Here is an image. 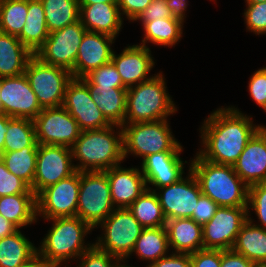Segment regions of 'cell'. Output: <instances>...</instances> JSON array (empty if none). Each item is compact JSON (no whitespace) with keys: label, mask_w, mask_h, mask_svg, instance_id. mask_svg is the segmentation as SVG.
I'll list each match as a JSON object with an SVG mask.
<instances>
[{"label":"cell","mask_w":266,"mask_h":267,"mask_svg":"<svg viewBox=\"0 0 266 267\" xmlns=\"http://www.w3.org/2000/svg\"><path fill=\"white\" fill-rule=\"evenodd\" d=\"M263 125L253 124L251 116L234 106L220 107L201 126L202 147L197 153L216 164L234 165L246 144Z\"/></svg>","instance_id":"6da1fadb"},{"label":"cell","mask_w":266,"mask_h":267,"mask_svg":"<svg viewBox=\"0 0 266 267\" xmlns=\"http://www.w3.org/2000/svg\"><path fill=\"white\" fill-rule=\"evenodd\" d=\"M71 152L73 161H79L74 165L79 172L107 171L118 166L124 161L122 127L110 125L103 129L81 131Z\"/></svg>","instance_id":"7a4b0ae2"},{"label":"cell","mask_w":266,"mask_h":267,"mask_svg":"<svg viewBox=\"0 0 266 267\" xmlns=\"http://www.w3.org/2000/svg\"><path fill=\"white\" fill-rule=\"evenodd\" d=\"M195 158V159H194ZM189 164L203 195L221 207H248L249 187L232 165L216 164L196 153Z\"/></svg>","instance_id":"3957f363"},{"label":"cell","mask_w":266,"mask_h":267,"mask_svg":"<svg viewBox=\"0 0 266 267\" xmlns=\"http://www.w3.org/2000/svg\"><path fill=\"white\" fill-rule=\"evenodd\" d=\"M48 221H53L52 227L42 239L37 253L55 267H61L63 262L67 264L65 262L71 259L75 261L94 244L85 243L84 238L92 232V228L78 216L59 217Z\"/></svg>","instance_id":"277c9868"},{"label":"cell","mask_w":266,"mask_h":267,"mask_svg":"<svg viewBox=\"0 0 266 267\" xmlns=\"http://www.w3.org/2000/svg\"><path fill=\"white\" fill-rule=\"evenodd\" d=\"M166 88L162 72L127 88L124 124L158 121L176 113V104Z\"/></svg>","instance_id":"5b68a950"},{"label":"cell","mask_w":266,"mask_h":267,"mask_svg":"<svg viewBox=\"0 0 266 267\" xmlns=\"http://www.w3.org/2000/svg\"><path fill=\"white\" fill-rule=\"evenodd\" d=\"M168 119L124 124L123 156L141 157L159 152H182L183 146L174 137Z\"/></svg>","instance_id":"8992f818"},{"label":"cell","mask_w":266,"mask_h":267,"mask_svg":"<svg viewBox=\"0 0 266 267\" xmlns=\"http://www.w3.org/2000/svg\"><path fill=\"white\" fill-rule=\"evenodd\" d=\"M99 226L103 234L94 244L126 263L144 228L128 208H116Z\"/></svg>","instance_id":"52a82bcc"},{"label":"cell","mask_w":266,"mask_h":267,"mask_svg":"<svg viewBox=\"0 0 266 267\" xmlns=\"http://www.w3.org/2000/svg\"><path fill=\"white\" fill-rule=\"evenodd\" d=\"M115 209L107 174L104 171L80 172L77 216L95 229Z\"/></svg>","instance_id":"ba28073f"},{"label":"cell","mask_w":266,"mask_h":267,"mask_svg":"<svg viewBox=\"0 0 266 267\" xmlns=\"http://www.w3.org/2000/svg\"><path fill=\"white\" fill-rule=\"evenodd\" d=\"M26 75L42 109L63 105L72 73L64 68L48 65L33 56L27 63Z\"/></svg>","instance_id":"9c48e42d"},{"label":"cell","mask_w":266,"mask_h":267,"mask_svg":"<svg viewBox=\"0 0 266 267\" xmlns=\"http://www.w3.org/2000/svg\"><path fill=\"white\" fill-rule=\"evenodd\" d=\"M87 30L81 21L50 32L34 54L41 62L64 68L72 73L82 38Z\"/></svg>","instance_id":"30bf717a"},{"label":"cell","mask_w":266,"mask_h":267,"mask_svg":"<svg viewBox=\"0 0 266 267\" xmlns=\"http://www.w3.org/2000/svg\"><path fill=\"white\" fill-rule=\"evenodd\" d=\"M80 172L43 189L36 196L37 218L45 220L77 216Z\"/></svg>","instance_id":"8fae6325"},{"label":"cell","mask_w":266,"mask_h":267,"mask_svg":"<svg viewBox=\"0 0 266 267\" xmlns=\"http://www.w3.org/2000/svg\"><path fill=\"white\" fill-rule=\"evenodd\" d=\"M188 171L187 177L183 176L169 186L158 189L147 187L156 193L166 220L191 218L197 207L202 192L194 173L190 168Z\"/></svg>","instance_id":"7c38bea8"},{"label":"cell","mask_w":266,"mask_h":267,"mask_svg":"<svg viewBox=\"0 0 266 267\" xmlns=\"http://www.w3.org/2000/svg\"><path fill=\"white\" fill-rule=\"evenodd\" d=\"M33 122L40 145L71 148L81 133L77 121L63 106L42 109Z\"/></svg>","instance_id":"4fadbf2b"},{"label":"cell","mask_w":266,"mask_h":267,"mask_svg":"<svg viewBox=\"0 0 266 267\" xmlns=\"http://www.w3.org/2000/svg\"><path fill=\"white\" fill-rule=\"evenodd\" d=\"M247 220V207L219 206L211 220L202 226L203 249H232L240 229Z\"/></svg>","instance_id":"5bb4252c"},{"label":"cell","mask_w":266,"mask_h":267,"mask_svg":"<svg viewBox=\"0 0 266 267\" xmlns=\"http://www.w3.org/2000/svg\"><path fill=\"white\" fill-rule=\"evenodd\" d=\"M71 148L38 144L36 171L31 187L37 196L46 187L65 179L76 172Z\"/></svg>","instance_id":"9a60e30c"},{"label":"cell","mask_w":266,"mask_h":267,"mask_svg":"<svg viewBox=\"0 0 266 267\" xmlns=\"http://www.w3.org/2000/svg\"><path fill=\"white\" fill-rule=\"evenodd\" d=\"M2 114L34 120L42 108L25 74L0 78Z\"/></svg>","instance_id":"2e32d148"},{"label":"cell","mask_w":266,"mask_h":267,"mask_svg":"<svg viewBox=\"0 0 266 267\" xmlns=\"http://www.w3.org/2000/svg\"><path fill=\"white\" fill-rule=\"evenodd\" d=\"M77 121L81 131L103 129L111 124L92 100L87 85L73 78L67 85L62 105Z\"/></svg>","instance_id":"e0dca14e"},{"label":"cell","mask_w":266,"mask_h":267,"mask_svg":"<svg viewBox=\"0 0 266 267\" xmlns=\"http://www.w3.org/2000/svg\"><path fill=\"white\" fill-rule=\"evenodd\" d=\"M148 47L139 44L127 46L120 54H115L114 49L111 62L121 76L126 88L132 87L151 79L149 72L155 66L154 57Z\"/></svg>","instance_id":"ac0fdd59"},{"label":"cell","mask_w":266,"mask_h":267,"mask_svg":"<svg viewBox=\"0 0 266 267\" xmlns=\"http://www.w3.org/2000/svg\"><path fill=\"white\" fill-rule=\"evenodd\" d=\"M114 37L97 32L86 31L72 69L73 78H82L90 71L111 62Z\"/></svg>","instance_id":"d6986e66"},{"label":"cell","mask_w":266,"mask_h":267,"mask_svg":"<svg viewBox=\"0 0 266 267\" xmlns=\"http://www.w3.org/2000/svg\"><path fill=\"white\" fill-rule=\"evenodd\" d=\"M236 174L250 187L266 182V126H262L246 144L233 165Z\"/></svg>","instance_id":"ffe728a7"},{"label":"cell","mask_w":266,"mask_h":267,"mask_svg":"<svg viewBox=\"0 0 266 267\" xmlns=\"http://www.w3.org/2000/svg\"><path fill=\"white\" fill-rule=\"evenodd\" d=\"M181 152H159L142 159L141 171L149 184L158 189L169 186L183 177L184 161Z\"/></svg>","instance_id":"44dd1931"},{"label":"cell","mask_w":266,"mask_h":267,"mask_svg":"<svg viewBox=\"0 0 266 267\" xmlns=\"http://www.w3.org/2000/svg\"><path fill=\"white\" fill-rule=\"evenodd\" d=\"M111 198L115 208H128L146 189V180L139 168L121 165L107 171Z\"/></svg>","instance_id":"7402d4cb"},{"label":"cell","mask_w":266,"mask_h":267,"mask_svg":"<svg viewBox=\"0 0 266 267\" xmlns=\"http://www.w3.org/2000/svg\"><path fill=\"white\" fill-rule=\"evenodd\" d=\"M79 20L87 31L114 38L120 33L124 18L117 3L80 4Z\"/></svg>","instance_id":"603a6c76"},{"label":"cell","mask_w":266,"mask_h":267,"mask_svg":"<svg viewBox=\"0 0 266 267\" xmlns=\"http://www.w3.org/2000/svg\"><path fill=\"white\" fill-rule=\"evenodd\" d=\"M165 228L172 252L192 254L203 249L202 225L192 218L169 219Z\"/></svg>","instance_id":"cb8c5ba5"},{"label":"cell","mask_w":266,"mask_h":267,"mask_svg":"<svg viewBox=\"0 0 266 267\" xmlns=\"http://www.w3.org/2000/svg\"><path fill=\"white\" fill-rule=\"evenodd\" d=\"M88 87L90 96L107 121L111 125L123 126L127 88L126 87H111L110 89H99L94 84H89L83 77L80 78Z\"/></svg>","instance_id":"d4e9b609"},{"label":"cell","mask_w":266,"mask_h":267,"mask_svg":"<svg viewBox=\"0 0 266 267\" xmlns=\"http://www.w3.org/2000/svg\"><path fill=\"white\" fill-rule=\"evenodd\" d=\"M33 56L16 36L0 32V78L24 74Z\"/></svg>","instance_id":"484cf974"},{"label":"cell","mask_w":266,"mask_h":267,"mask_svg":"<svg viewBox=\"0 0 266 267\" xmlns=\"http://www.w3.org/2000/svg\"><path fill=\"white\" fill-rule=\"evenodd\" d=\"M0 214L18 229L37 222L35 194H15L0 197Z\"/></svg>","instance_id":"4316f807"},{"label":"cell","mask_w":266,"mask_h":267,"mask_svg":"<svg viewBox=\"0 0 266 267\" xmlns=\"http://www.w3.org/2000/svg\"><path fill=\"white\" fill-rule=\"evenodd\" d=\"M49 34L42 2L40 0H28L25 25L17 38L35 54L44 44Z\"/></svg>","instance_id":"83f0119b"},{"label":"cell","mask_w":266,"mask_h":267,"mask_svg":"<svg viewBox=\"0 0 266 267\" xmlns=\"http://www.w3.org/2000/svg\"><path fill=\"white\" fill-rule=\"evenodd\" d=\"M253 221L248 214V220L240 229L232 249L253 263H263L266 262V229Z\"/></svg>","instance_id":"f1b7e54d"},{"label":"cell","mask_w":266,"mask_h":267,"mask_svg":"<svg viewBox=\"0 0 266 267\" xmlns=\"http://www.w3.org/2000/svg\"><path fill=\"white\" fill-rule=\"evenodd\" d=\"M185 17H168L152 22H141L144 29V38L139 44L146 46L151 42L160 46L172 47L182 38ZM148 41V42H147Z\"/></svg>","instance_id":"f546056e"},{"label":"cell","mask_w":266,"mask_h":267,"mask_svg":"<svg viewBox=\"0 0 266 267\" xmlns=\"http://www.w3.org/2000/svg\"><path fill=\"white\" fill-rule=\"evenodd\" d=\"M37 254V247L18 229L0 239V267H20Z\"/></svg>","instance_id":"4dcf8cb0"},{"label":"cell","mask_w":266,"mask_h":267,"mask_svg":"<svg viewBox=\"0 0 266 267\" xmlns=\"http://www.w3.org/2000/svg\"><path fill=\"white\" fill-rule=\"evenodd\" d=\"M170 247L165 227L144 228L135 242L132 253L149 264L169 254Z\"/></svg>","instance_id":"1f68e13d"},{"label":"cell","mask_w":266,"mask_h":267,"mask_svg":"<svg viewBox=\"0 0 266 267\" xmlns=\"http://www.w3.org/2000/svg\"><path fill=\"white\" fill-rule=\"evenodd\" d=\"M143 228L165 227L166 218L156 193L146 189L129 207Z\"/></svg>","instance_id":"d6a6232c"},{"label":"cell","mask_w":266,"mask_h":267,"mask_svg":"<svg viewBox=\"0 0 266 267\" xmlns=\"http://www.w3.org/2000/svg\"><path fill=\"white\" fill-rule=\"evenodd\" d=\"M49 32L61 30L79 21V0H40Z\"/></svg>","instance_id":"836d02e7"},{"label":"cell","mask_w":266,"mask_h":267,"mask_svg":"<svg viewBox=\"0 0 266 267\" xmlns=\"http://www.w3.org/2000/svg\"><path fill=\"white\" fill-rule=\"evenodd\" d=\"M29 146H38L33 120L8 116L4 151H19Z\"/></svg>","instance_id":"e575fe53"},{"label":"cell","mask_w":266,"mask_h":267,"mask_svg":"<svg viewBox=\"0 0 266 267\" xmlns=\"http://www.w3.org/2000/svg\"><path fill=\"white\" fill-rule=\"evenodd\" d=\"M38 146L25 147L19 151L5 152L3 162L8 171L33 186Z\"/></svg>","instance_id":"d590c367"},{"label":"cell","mask_w":266,"mask_h":267,"mask_svg":"<svg viewBox=\"0 0 266 267\" xmlns=\"http://www.w3.org/2000/svg\"><path fill=\"white\" fill-rule=\"evenodd\" d=\"M28 11V0H0V32L18 36Z\"/></svg>","instance_id":"8d00e7d4"},{"label":"cell","mask_w":266,"mask_h":267,"mask_svg":"<svg viewBox=\"0 0 266 267\" xmlns=\"http://www.w3.org/2000/svg\"><path fill=\"white\" fill-rule=\"evenodd\" d=\"M168 17H186L172 0H152L135 21L152 22Z\"/></svg>","instance_id":"74e56055"},{"label":"cell","mask_w":266,"mask_h":267,"mask_svg":"<svg viewBox=\"0 0 266 267\" xmlns=\"http://www.w3.org/2000/svg\"><path fill=\"white\" fill-rule=\"evenodd\" d=\"M89 84L96 85L99 89L111 87H125L121 76L112 62L90 71L83 77Z\"/></svg>","instance_id":"f35d334b"},{"label":"cell","mask_w":266,"mask_h":267,"mask_svg":"<svg viewBox=\"0 0 266 267\" xmlns=\"http://www.w3.org/2000/svg\"><path fill=\"white\" fill-rule=\"evenodd\" d=\"M78 259L80 260L77 267H118L123 263L115 256L99 249L95 244L86 250Z\"/></svg>","instance_id":"ab89813d"},{"label":"cell","mask_w":266,"mask_h":267,"mask_svg":"<svg viewBox=\"0 0 266 267\" xmlns=\"http://www.w3.org/2000/svg\"><path fill=\"white\" fill-rule=\"evenodd\" d=\"M243 16L248 31L255 35L266 34V2L246 3Z\"/></svg>","instance_id":"60d3db41"},{"label":"cell","mask_w":266,"mask_h":267,"mask_svg":"<svg viewBox=\"0 0 266 267\" xmlns=\"http://www.w3.org/2000/svg\"><path fill=\"white\" fill-rule=\"evenodd\" d=\"M15 194H34L31 187L8 171L4 162L0 163V197Z\"/></svg>","instance_id":"b9f144b4"},{"label":"cell","mask_w":266,"mask_h":267,"mask_svg":"<svg viewBox=\"0 0 266 267\" xmlns=\"http://www.w3.org/2000/svg\"><path fill=\"white\" fill-rule=\"evenodd\" d=\"M247 206L248 214H251L250 210L255 211L260 221L257 226L266 229V182L249 187Z\"/></svg>","instance_id":"7bdbcfd3"},{"label":"cell","mask_w":266,"mask_h":267,"mask_svg":"<svg viewBox=\"0 0 266 267\" xmlns=\"http://www.w3.org/2000/svg\"><path fill=\"white\" fill-rule=\"evenodd\" d=\"M248 84L250 96L266 112V67L256 70Z\"/></svg>","instance_id":"ee69618b"},{"label":"cell","mask_w":266,"mask_h":267,"mask_svg":"<svg viewBox=\"0 0 266 267\" xmlns=\"http://www.w3.org/2000/svg\"><path fill=\"white\" fill-rule=\"evenodd\" d=\"M191 267H221V250L201 249L190 254Z\"/></svg>","instance_id":"f6af8a7d"},{"label":"cell","mask_w":266,"mask_h":267,"mask_svg":"<svg viewBox=\"0 0 266 267\" xmlns=\"http://www.w3.org/2000/svg\"><path fill=\"white\" fill-rule=\"evenodd\" d=\"M218 207L219 206L214 201L202 194L199 197L197 207L195 208L191 218L203 226L211 220Z\"/></svg>","instance_id":"bcb514c9"},{"label":"cell","mask_w":266,"mask_h":267,"mask_svg":"<svg viewBox=\"0 0 266 267\" xmlns=\"http://www.w3.org/2000/svg\"><path fill=\"white\" fill-rule=\"evenodd\" d=\"M152 0H118L121 16L125 15L131 21H135L141 15Z\"/></svg>","instance_id":"7dc6e473"},{"label":"cell","mask_w":266,"mask_h":267,"mask_svg":"<svg viewBox=\"0 0 266 267\" xmlns=\"http://www.w3.org/2000/svg\"><path fill=\"white\" fill-rule=\"evenodd\" d=\"M146 267H191L190 254L172 252Z\"/></svg>","instance_id":"c3c4849f"},{"label":"cell","mask_w":266,"mask_h":267,"mask_svg":"<svg viewBox=\"0 0 266 267\" xmlns=\"http://www.w3.org/2000/svg\"><path fill=\"white\" fill-rule=\"evenodd\" d=\"M254 263L233 249L221 250V267H253Z\"/></svg>","instance_id":"681fc988"},{"label":"cell","mask_w":266,"mask_h":267,"mask_svg":"<svg viewBox=\"0 0 266 267\" xmlns=\"http://www.w3.org/2000/svg\"><path fill=\"white\" fill-rule=\"evenodd\" d=\"M18 228L0 214V239L12 235Z\"/></svg>","instance_id":"f907efd6"},{"label":"cell","mask_w":266,"mask_h":267,"mask_svg":"<svg viewBox=\"0 0 266 267\" xmlns=\"http://www.w3.org/2000/svg\"><path fill=\"white\" fill-rule=\"evenodd\" d=\"M20 267H55L53 264L48 263L38 253L32 257L28 262L22 264Z\"/></svg>","instance_id":"816d5d0a"},{"label":"cell","mask_w":266,"mask_h":267,"mask_svg":"<svg viewBox=\"0 0 266 267\" xmlns=\"http://www.w3.org/2000/svg\"><path fill=\"white\" fill-rule=\"evenodd\" d=\"M8 116L0 114V140L5 141V134L7 130Z\"/></svg>","instance_id":"f5cc1de1"},{"label":"cell","mask_w":266,"mask_h":267,"mask_svg":"<svg viewBox=\"0 0 266 267\" xmlns=\"http://www.w3.org/2000/svg\"><path fill=\"white\" fill-rule=\"evenodd\" d=\"M118 3V0H79V4Z\"/></svg>","instance_id":"db71d44e"},{"label":"cell","mask_w":266,"mask_h":267,"mask_svg":"<svg viewBox=\"0 0 266 267\" xmlns=\"http://www.w3.org/2000/svg\"><path fill=\"white\" fill-rule=\"evenodd\" d=\"M175 5L181 10L186 12V8L189 5L186 0H172Z\"/></svg>","instance_id":"11a10c76"},{"label":"cell","mask_w":266,"mask_h":267,"mask_svg":"<svg viewBox=\"0 0 266 267\" xmlns=\"http://www.w3.org/2000/svg\"><path fill=\"white\" fill-rule=\"evenodd\" d=\"M4 142H5V141H1V140H0V163L3 162V160H4V155H5V151H4Z\"/></svg>","instance_id":"9f6ffc18"},{"label":"cell","mask_w":266,"mask_h":267,"mask_svg":"<svg viewBox=\"0 0 266 267\" xmlns=\"http://www.w3.org/2000/svg\"><path fill=\"white\" fill-rule=\"evenodd\" d=\"M266 2V0H245V3H261Z\"/></svg>","instance_id":"6f0895ef"},{"label":"cell","mask_w":266,"mask_h":267,"mask_svg":"<svg viewBox=\"0 0 266 267\" xmlns=\"http://www.w3.org/2000/svg\"><path fill=\"white\" fill-rule=\"evenodd\" d=\"M253 267H266V262H263V263H254Z\"/></svg>","instance_id":"680465c9"},{"label":"cell","mask_w":266,"mask_h":267,"mask_svg":"<svg viewBox=\"0 0 266 267\" xmlns=\"http://www.w3.org/2000/svg\"><path fill=\"white\" fill-rule=\"evenodd\" d=\"M118 267H133V266H130V265H128L127 263H124V264H120ZM135 267V266H134Z\"/></svg>","instance_id":"91938a15"},{"label":"cell","mask_w":266,"mask_h":267,"mask_svg":"<svg viewBox=\"0 0 266 267\" xmlns=\"http://www.w3.org/2000/svg\"><path fill=\"white\" fill-rule=\"evenodd\" d=\"M0 114H2V107H1V102H0Z\"/></svg>","instance_id":"94428289"}]
</instances>
